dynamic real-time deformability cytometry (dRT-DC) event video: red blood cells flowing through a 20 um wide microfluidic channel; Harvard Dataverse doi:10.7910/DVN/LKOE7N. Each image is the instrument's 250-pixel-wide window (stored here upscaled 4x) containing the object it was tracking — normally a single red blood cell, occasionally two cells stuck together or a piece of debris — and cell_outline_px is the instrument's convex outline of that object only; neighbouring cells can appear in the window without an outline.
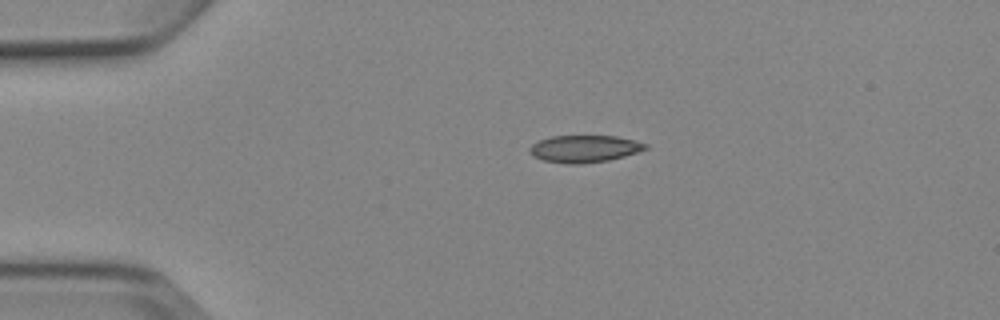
{"species": "Egyptian fruit bat (a non-hibernating species)", "species_latin": "Rousettus aegyptiacus", "temperature_condition": "cold", "stored_images_in_passage": 2, "camera_frame_rate_fps": 3000, "um_per_image_px": 0.085, "animal": {"sex": "female"}, "frame": {"image": 1, "passage_image": 1, "time_ms": 0.0, "image_size_px": [1000, 320], "cell_outline_px": [[648, 148], [624, 156], [608, 160], [580, 164], [568, 164], [544, 160], [532, 156], [528, 152], [528, 148], [532, 144], [540, 140], [552, 136], [616, 136], [648, 144]], "centroid_in_image_um": [49.63, 12.65], "position_along_channel_um": 35.4, "area_um2": 18.21}}